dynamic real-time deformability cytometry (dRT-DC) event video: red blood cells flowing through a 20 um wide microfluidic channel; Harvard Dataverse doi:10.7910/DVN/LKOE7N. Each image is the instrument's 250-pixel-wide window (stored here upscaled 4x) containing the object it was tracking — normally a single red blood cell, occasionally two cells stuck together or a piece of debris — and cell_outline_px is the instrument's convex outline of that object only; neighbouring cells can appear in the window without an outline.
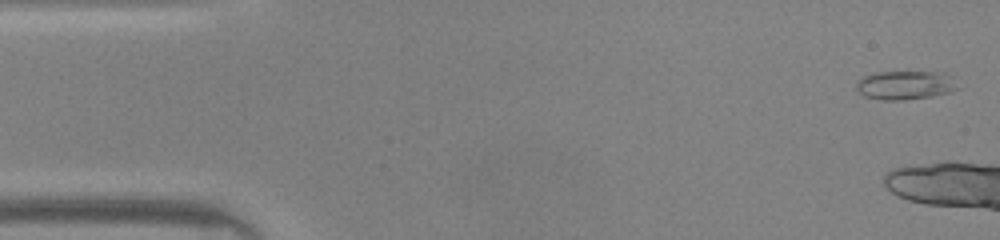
{"species": "common noctule bat (a hibernating species)", "species_latin": "Nyctalus noctula", "temperature_condition": "warm", "stored_images_in_passage": 5, "camera_frame_rate_fps": 3000, "um_per_image_px": 0.085, "animal": {"sex": "male", "body_mass_g": 20.0, "forearm_length_mm": 53.3}, "frame": {"image": 1, "passage_image": 1, "time_ms": 0.0, "image_size_px": [1000, 240], "cell_outline_px": [[960, 88], [952, 92], [932, 96], [904, 100], [880, 100], [864, 96], [856, 92], [856, 84], [864, 76], [876, 72], [944, 72], [956, 76]], "centroid_in_image_um": [77.03, 7.24], "position_along_channel_um": 8.0, "area_um2": 17.51}}